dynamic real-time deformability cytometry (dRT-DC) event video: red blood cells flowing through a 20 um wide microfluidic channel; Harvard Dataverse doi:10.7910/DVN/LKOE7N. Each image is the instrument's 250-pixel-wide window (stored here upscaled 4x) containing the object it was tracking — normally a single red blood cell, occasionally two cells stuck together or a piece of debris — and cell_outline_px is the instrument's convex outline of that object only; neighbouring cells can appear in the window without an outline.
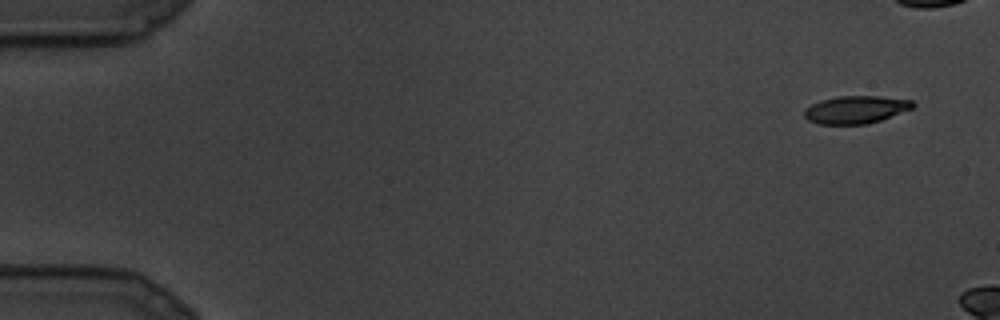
{"species": "common noctule bat (a hibernating species)", "species_latin": "Nyctalus noctula", "temperature_condition": "cold", "stored_images_in_passage": 8, "camera_frame_rate_fps": 3000, "um_per_image_px": 0.085, "animal": {"sex": "male", "body_mass_g": 19.5, "forearm_length_mm": 54.6}, "frame": {"image": 1, "passage_image": 1, "time_ms": 0.0, "image_size_px": [1000, 320], "cell_outline_px": [[916, 104], [912, 108], [880, 120], [868, 124], [816, 124], [808, 120], [804, 116], [804, 108], [820, 100], [840, 96], [880, 96], [912, 100]], "centroid_in_image_um": [72.71, 9.32], "position_along_channel_um": 12.3, "area_um2": 17.51}}